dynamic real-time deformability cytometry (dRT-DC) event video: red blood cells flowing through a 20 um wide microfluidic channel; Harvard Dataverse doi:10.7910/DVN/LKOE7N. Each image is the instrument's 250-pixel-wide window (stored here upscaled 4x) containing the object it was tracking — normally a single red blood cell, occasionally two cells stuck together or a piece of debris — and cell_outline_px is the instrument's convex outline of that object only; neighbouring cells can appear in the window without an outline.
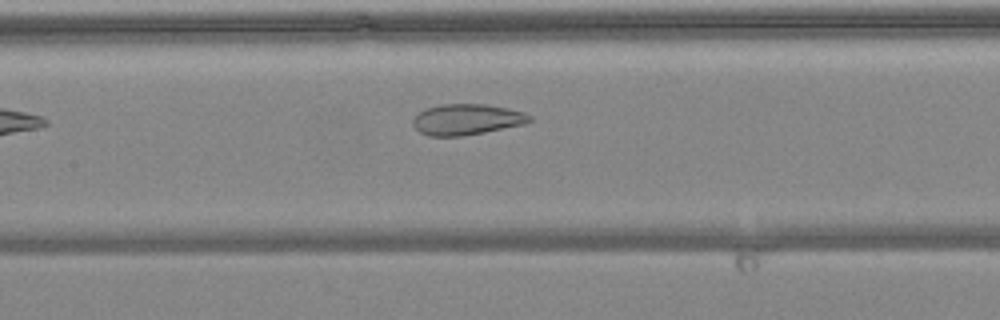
{"species": "common noctule bat (a hibernating species)", "species_latin": "Nyctalus noctula", "temperature_condition": "warm", "stored_images_in_passage": 5, "camera_frame_rate_fps": 3000, "um_per_image_px": 0.085, "animal": {"sex": "female", "body_mass_g": 24.6, "forearm_length_mm": 56.2}, "frame": {"image": 1, "passage_image": 4, "time_ms": 1.0, "image_size_px": [1000, 320], "cell_outline_px": [[532, 120], [524, 124], [484, 132], [460, 136], [428, 136], [420, 132], [412, 124], [412, 120], [420, 112], [428, 108], [440, 104], [484, 104], [508, 108], [524, 112], [532, 116]], "centroid_in_image_um": [39.68, 10.15], "position_along_channel_um": 167.7, "area_um2": 20.87}}